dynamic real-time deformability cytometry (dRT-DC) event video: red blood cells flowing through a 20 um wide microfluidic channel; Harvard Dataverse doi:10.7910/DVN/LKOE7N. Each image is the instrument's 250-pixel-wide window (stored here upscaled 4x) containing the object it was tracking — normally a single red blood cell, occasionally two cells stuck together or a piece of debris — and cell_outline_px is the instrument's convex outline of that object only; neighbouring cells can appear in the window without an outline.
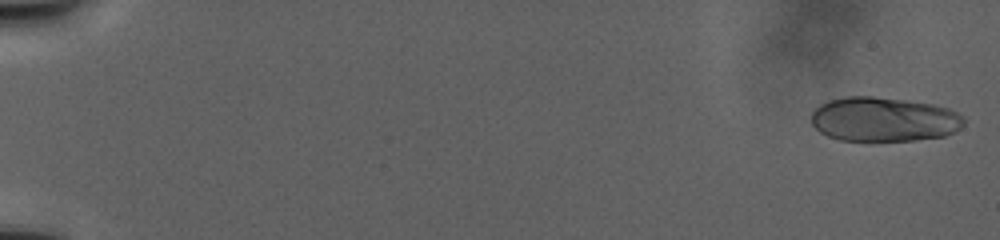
{"species": "human", "species_latin": "Homo sapiens", "temperature_condition": "warm", "stored_images_in_passage": 91, "camera_frame_rate_fps": 3000, "um_per_image_px": 0.085, "donor": {"sex": "male"}, "frame": {"image": 1, "passage_image": 4, "time_ms": 0.667, "image_size_px": [1000, 240], "cell_outline_px": [[964, 124], [960, 128], [944, 136], [912, 140], [872, 144], [840, 140], [828, 136], [820, 132], [812, 124], [812, 112], [820, 104], [828, 100], [848, 96], [872, 96], [904, 100], [932, 104], [948, 108], [964, 116]], "centroid_in_image_um": [75.09, 10.18], "position_along_channel_um": 9.9, "area_um2": 40.34}}
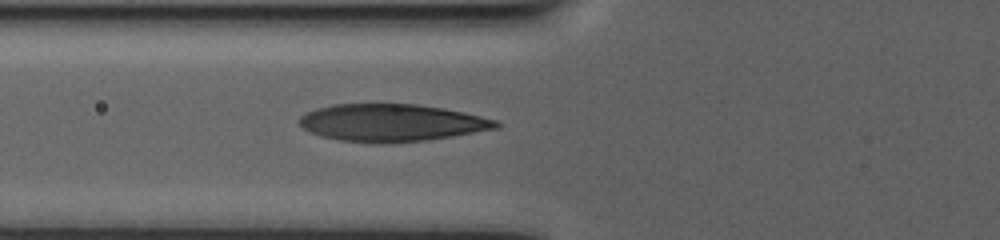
{"frame": {"image": 2, "passage_image": 65, "time_ms": 17.0, "image_size_px": [1000, 240], "cell_outline_px": [[500, 124], [496, 128], [452, 136], [428, 140], [380, 144], [376, 144], [340, 140], [320, 136], [304, 128], [300, 124], [300, 116], [316, 108], [332, 104], [416, 104], [464, 112], [496, 120]], "centroid_in_image_um": [33.26, 10.44], "position_along_channel_um": 92.5, "area_um2": 42.6}}
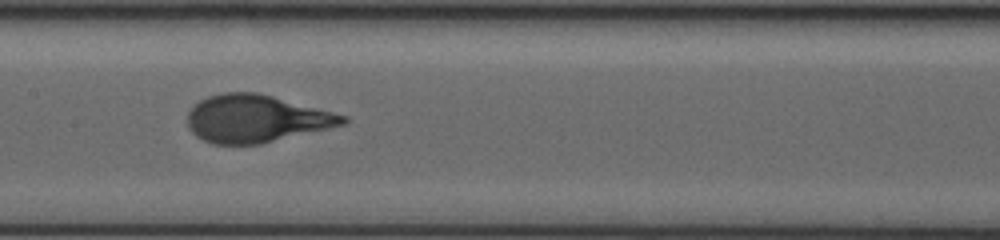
{"frame": {"image": 3, "passage_image": 90, "time_ms": 22.333, "image_size_px": [1000, 240], "cell_outline_px": [[348, 120], [344, 124], [328, 128], [260, 144], [212, 144], [196, 136], [188, 128], [188, 112], [200, 100], [208, 96], [224, 92], [256, 92], [272, 96], [348, 116]], "centroid_in_image_um": [21.74, 10.09], "position_along_channel_um": 185.7, "area_um2": 42.6}}